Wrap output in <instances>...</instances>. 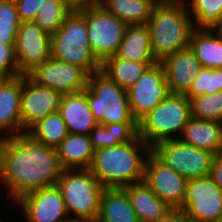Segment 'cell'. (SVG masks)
Here are the masks:
<instances>
[{"mask_svg": "<svg viewBox=\"0 0 222 222\" xmlns=\"http://www.w3.org/2000/svg\"><path fill=\"white\" fill-rule=\"evenodd\" d=\"M122 189L127 193L139 222H164L175 213L144 181Z\"/></svg>", "mask_w": 222, "mask_h": 222, "instance_id": "cell-19", "label": "cell"}, {"mask_svg": "<svg viewBox=\"0 0 222 222\" xmlns=\"http://www.w3.org/2000/svg\"><path fill=\"white\" fill-rule=\"evenodd\" d=\"M177 213L189 222L222 220V189L208 175L187 180L186 195Z\"/></svg>", "mask_w": 222, "mask_h": 222, "instance_id": "cell-9", "label": "cell"}, {"mask_svg": "<svg viewBox=\"0 0 222 222\" xmlns=\"http://www.w3.org/2000/svg\"><path fill=\"white\" fill-rule=\"evenodd\" d=\"M62 222H96V221L84 218H77V217H67Z\"/></svg>", "mask_w": 222, "mask_h": 222, "instance_id": "cell-40", "label": "cell"}, {"mask_svg": "<svg viewBox=\"0 0 222 222\" xmlns=\"http://www.w3.org/2000/svg\"><path fill=\"white\" fill-rule=\"evenodd\" d=\"M157 62H136L116 55L101 63L100 71L121 88H130L151 65Z\"/></svg>", "mask_w": 222, "mask_h": 222, "instance_id": "cell-26", "label": "cell"}, {"mask_svg": "<svg viewBox=\"0 0 222 222\" xmlns=\"http://www.w3.org/2000/svg\"><path fill=\"white\" fill-rule=\"evenodd\" d=\"M143 181L175 212L182 207L186 195L187 179L166 166L152 152L145 162Z\"/></svg>", "mask_w": 222, "mask_h": 222, "instance_id": "cell-13", "label": "cell"}, {"mask_svg": "<svg viewBox=\"0 0 222 222\" xmlns=\"http://www.w3.org/2000/svg\"><path fill=\"white\" fill-rule=\"evenodd\" d=\"M96 222H139L127 193L122 188H105Z\"/></svg>", "mask_w": 222, "mask_h": 222, "instance_id": "cell-23", "label": "cell"}, {"mask_svg": "<svg viewBox=\"0 0 222 222\" xmlns=\"http://www.w3.org/2000/svg\"><path fill=\"white\" fill-rule=\"evenodd\" d=\"M170 94L165 71L160 62L151 65L142 76L127 89L129 106L139 122Z\"/></svg>", "mask_w": 222, "mask_h": 222, "instance_id": "cell-11", "label": "cell"}, {"mask_svg": "<svg viewBox=\"0 0 222 222\" xmlns=\"http://www.w3.org/2000/svg\"><path fill=\"white\" fill-rule=\"evenodd\" d=\"M63 5L70 11H82L96 7L101 4V0H61Z\"/></svg>", "mask_w": 222, "mask_h": 222, "instance_id": "cell-37", "label": "cell"}, {"mask_svg": "<svg viewBox=\"0 0 222 222\" xmlns=\"http://www.w3.org/2000/svg\"><path fill=\"white\" fill-rule=\"evenodd\" d=\"M178 139L183 143L217 154L222 150V123L191 117Z\"/></svg>", "mask_w": 222, "mask_h": 222, "instance_id": "cell-21", "label": "cell"}, {"mask_svg": "<svg viewBox=\"0 0 222 222\" xmlns=\"http://www.w3.org/2000/svg\"><path fill=\"white\" fill-rule=\"evenodd\" d=\"M189 46L202 67L222 68V33L219 30L194 29Z\"/></svg>", "mask_w": 222, "mask_h": 222, "instance_id": "cell-25", "label": "cell"}, {"mask_svg": "<svg viewBox=\"0 0 222 222\" xmlns=\"http://www.w3.org/2000/svg\"><path fill=\"white\" fill-rule=\"evenodd\" d=\"M20 24L14 0H0V41L15 45Z\"/></svg>", "mask_w": 222, "mask_h": 222, "instance_id": "cell-33", "label": "cell"}, {"mask_svg": "<svg viewBox=\"0 0 222 222\" xmlns=\"http://www.w3.org/2000/svg\"><path fill=\"white\" fill-rule=\"evenodd\" d=\"M138 136V123L97 124L89 133L94 150L133 141Z\"/></svg>", "mask_w": 222, "mask_h": 222, "instance_id": "cell-28", "label": "cell"}, {"mask_svg": "<svg viewBox=\"0 0 222 222\" xmlns=\"http://www.w3.org/2000/svg\"><path fill=\"white\" fill-rule=\"evenodd\" d=\"M151 147L138 135L133 141L94 152L91 173L104 188H123L144 180Z\"/></svg>", "mask_w": 222, "mask_h": 222, "instance_id": "cell-2", "label": "cell"}, {"mask_svg": "<svg viewBox=\"0 0 222 222\" xmlns=\"http://www.w3.org/2000/svg\"><path fill=\"white\" fill-rule=\"evenodd\" d=\"M83 92L98 124L138 123L132 115L127 90L111 81L101 71L89 75Z\"/></svg>", "mask_w": 222, "mask_h": 222, "instance_id": "cell-7", "label": "cell"}, {"mask_svg": "<svg viewBox=\"0 0 222 222\" xmlns=\"http://www.w3.org/2000/svg\"><path fill=\"white\" fill-rule=\"evenodd\" d=\"M22 75L0 80V138L22 134Z\"/></svg>", "mask_w": 222, "mask_h": 222, "instance_id": "cell-18", "label": "cell"}, {"mask_svg": "<svg viewBox=\"0 0 222 222\" xmlns=\"http://www.w3.org/2000/svg\"><path fill=\"white\" fill-rule=\"evenodd\" d=\"M156 0H101V6L127 25L147 24Z\"/></svg>", "mask_w": 222, "mask_h": 222, "instance_id": "cell-27", "label": "cell"}, {"mask_svg": "<svg viewBox=\"0 0 222 222\" xmlns=\"http://www.w3.org/2000/svg\"><path fill=\"white\" fill-rule=\"evenodd\" d=\"M115 55L129 61L158 62L151 50L148 25H128Z\"/></svg>", "mask_w": 222, "mask_h": 222, "instance_id": "cell-24", "label": "cell"}, {"mask_svg": "<svg viewBox=\"0 0 222 222\" xmlns=\"http://www.w3.org/2000/svg\"><path fill=\"white\" fill-rule=\"evenodd\" d=\"M219 91H222V68L202 67L185 95L190 99L193 96Z\"/></svg>", "mask_w": 222, "mask_h": 222, "instance_id": "cell-34", "label": "cell"}, {"mask_svg": "<svg viewBox=\"0 0 222 222\" xmlns=\"http://www.w3.org/2000/svg\"><path fill=\"white\" fill-rule=\"evenodd\" d=\"M191 117L190 99L185 94L170 93L138 122V135L150 147L178 139Z\"/></svg>", "mask_w": 222, "mask_h": 222, "instance_id": "cell-5", "label": "cell"}, {"mask_svg": "<svg viewBox=\"0 0 222 222\" xmlns=\"http://www.w3.org/2000/svg\"><path fill=\"white\" fill-rule=\"evenodd\" d=\"M79 12L86 19L87 37L96 58L102 63L106 58L114 56L128 25L101 5Z\"/></svg>", "mask_w": 222, "mask_h": 222, "instance_id": "cell-10", "label": "cell"}, {"mask_svg": "<svg viewBox=\"0 0 222 222\" xmlns=\"http://www.w3.org/2000/svg\"><path fill=\"white\" fill-rule=\"evenodd\" d=\"M5 217L4 215L0 216V222H7V220L9 221V218H11V216L9 215L8 218H2ZM4 219H7L6 221H4Z\"/></svg>", "mask_w": 222, "mask_h": 222, "instance_id": "cell-42", "label": "cell"}, {"mask_svg": "<svg viewBox=\"0 0 222 222\" xmlns=\"http://www.w3.org/2000/svg\"><path fill=\"white\" fill-rule=\"evenodd\" d=\"M164 222H189L183 215L175 212Z\"/></svg>", "mask_w": 222, "mask_h": 222, "instance_id": "cell-39", "label": "cell"}, {"mask_svg": "<svg viewBox=\"0 0 222 222\" xmlns=\"http://www.w3.org/2000/svg\"><path fill=\"white\" fill-rule=\"evenodd\" d=\"M151 50L158 62L189 46L194 23L187 4L157 2L147 23Z\"/></svg>", "mask_w": 222, "mask_h": 222, "instance_id": "cell-3", "label": "cell"}, {"mask_svg": "<svg viewBox=\"0 0 222 222\" xmlns=\"http://www.w3.org/2000/svg\"><path fill=\"white\" fill-rule=\"evenodd\" d=\"M209 176L222 189V150L214 154Z\"/></svg>", "mask_w": 222, "mask_h": 222, "instance_id": "cell-38", "label": "cell"}, {"mask_svg": "<svg viewBox=\"0 0 222 222\" xmlns=\"http://www.w3.org/2000/svg\"><path fill=\"white\" fill-rule=\"evenodd\" d=\"M191 116L222 123V91L190 98Z\"/></svg>", "mask_w": 222, "mask_h": 222, "instance_id": "cell-31", "label": "cell"}, {"mask_svg": "<svg viewBox=\"0 0 222 222\" xmlns=\"http://www.w3.org/2000/svg\"><path fill=\"white\" fill-rule=\"evenodd\" d=\"M58 111L69 133L89 135L98 124L83 91L62 95Z\"/></svg>", "mask_w": 222, "mask_h": 222, "instance_id": "cell-20", "label": "cell"}, {"mask_svg": "<svg viewBox=\"0 0 222 222\" xmlns=\"http://www.w3.org/2000/svg\"><path fill=\"white\" fill-rule=\"evenodd\" d=\"M14 47L19 75L27 76L51 58V35L33 21L21 22Z\"/></svg>", "mask_w": 222, "mask_h": 222, "instance_id": "cell-14", "label": "cell"}, {"mask_svg": "<svg viewBox=\"0 0 222 222\" xmlns=\"http://www.w3.org/2000/svg\"><path fill=\"white\" fill-rule=\"evenodd\" d=\"M56 149L63 170L89 169L95 152L89 135L73 133H69Z\"/></svg>", "mask_w": 222, "mask_h": 222, "instance_id": "cell-22", "label": "cell"}, {"mask_svg": "<svg viewBox=\"0 0 222 222\" xmlns=\"http://www.w3.org/2000/svg\"><path fill=\"white\" fill-rule=\"evenodd\" d=\"M26 133L43 145L57 148L69 131L59 111H55L39 120Z\"/></svg>", "mask_w": 222, "mask_h": 222, "instance_id": "cell-29", "label": "cell"}, {"mask_svg": "<svg viewBox=\"0 0 222 222\" xmlns=\"http://www.w3.org/2000/svg\"><path fill=\"white\" fill-rule=\"evenodd\" d=\"M69 217L96 221L104 187L90 169H64L56 183Z\"/></svg>", "mask_w": 222, "mask_h": 222, "instance_id": "cell-6", "label": "cell"}, {"mask_svg": "<svg viewBox=\"0 0 222 222\" xmlns=\"http://www.w3.org/2000/svg\"><path fill=\"white\" fill-rule=\"evenodd\" d=\"M70 11L63 5L61 0H46L39 8L33 20L44 32L54 34L64 23Z\"/></svg>", "mask_w": 222, "mask_h": 222, "instance_id": "cell-32", "label": "cell"}, {"mask_svg": "<svg viewBox=\"0 0 222 222\" xmlns=\"http://www.w3.org/2000/svg\"><path fill=\"white\" fill-rule=\"evenodd\" d=\"M218 30L222 33V25H221V27Z\"/></svg>", "mask_w": 222, "mask_h": 222, "instance_id": "cell-44", "label": "cell"}, {"mask_svg": "<svg viewBox=\"0 0 222 222\" xmlns=\"http://www.w3.org/2000/svg\"><path fill=\"white\" fill-rule=\"evenodd\" d=\"M170 93L186 94L202 65L190 46L179 49L160 61Z\"/></svg>", "mask_w": 222, "mask_h": 222, "instance_id": "cell-17", "label": "cell"}, {"mask_svg": "<svg viewBox=\"0 0 222 222\" xmlns=\"http://www.w3.org/2000/svg\"><path fill=\"white\" fill-rule=\"evenodd\" d=\"M36 84L52 88L62 95L83 91L89 74L81 67L50 58L27 75Z\"/></svg>", "mask_w": 222, "mask_h": 222, "instance_id": "cell-15", "label": "cell"}, {"mask_svg": "<svg viewBox=\"0 0 222 222\" xmlns=\"http://www.w3.org/2000/svg\"><path fill=\"white\" fill-rule=\"evenodd\" d=\"M157 2H169V3H184L186 4L188 0H156Z\"/></svg>", "mask_w": 222, "mask_h": 222, "instance_id": "cell-41", "label": "cell"}, {"mask_svg": "<svg viewBox=\"0 0 222 222\" xmlns=\"http://www.w3.org/2000/svg\"><path fill=\"white\" fill-rule=\"evenodd\" d=\"M62 168L57 149L27 133L0 138V187L13 204L22 195L56 185Z\"/></svg>", "mask_w": 222, "mask_h": 222, "instance_id": "cell-1", "label": "cell"}, {"mask_svg": "<svg viewBox=\"0 0 222 222\" xmlns=\"http://www.w3.org/2000/svg\"><path fill=\"white\" fill-rule=\"evenodd\" d=\"M86 19L70 12L61 27L51 35V58L83 68L89 75L101 69L87 37Z\"/></svg>", "mask_w": 222, "mask_h": 222, "instance_id": "cell-4", "label": "cell"}, {"mask_svg": "<svg viewBox=\"0 0 222 222\" xmlns=\"http://www.w3.org/2000/svg\"><path fill=\"white\" fill-rule=\"evenodd\" d=\"M14 46L0 41V80L19 76Z\"/></svg>", "mask_w": 222, "mask_h": 222, "instance_id": "cell-35", "label": "cell"}, {"mask_svg": "<svg viewBox=\"0 0 222 222\" xmlns=\"http://www.w3.org/2000/svg\"><path fill=\"white\" fill-rule=\"evenodd\" d=\"M46 0H14L21 22L33 21Z\"/></svg>", "mask_w": 222, "mask_h": 222, "instance_id": "cell-36", "label": "cell"}, {"mask_svg": "<svg viewBox=\"0 0 222 222\" xmlns=\"http://www.w3.org/2000/svg\"><path fill=\"white\" fill-rule=\"evenodd\" d=\"M25 222H62L69 217L57 185L43 187L22 195L13 204Z\"/></svg>", "mask_w": 222, "mask_h": 222, "instance_id": "cell-12", "label": "cell"}, {"mask_svg": "<svg viewBox=\"0 0 222 222\" xmlns=\"http://www.w3.org/2000/svg\"><path fill=\"white\" fill-rule=\"evenodd\" d=\"M187 8L197 30H218L222 25V0H188Z\"/></svg>", "mask_w": 222, "mask_h": 222, "instance_id": "cell-30", "label": "cell"}, {"mask_svg": "<svg viewBox=\"0 0 222 222\" xmlns=\"http://www.w3.org/2000/svg\"><path fill=\"white\" fill-rule=\"evenodd\" d=\"M62 94L52 88L36 84L28 76L22 75L21 125L26 133L39 120L59 110Z\"/></svg>", "mask_w": 222, "mask_h": 222, "instance_id": "cell-16", "label": "cell"}, {"mask_svg": "<svg viewBox=\"0 0 222 222\" xmlns=\"http://www.w3.org/2000/svg\"><path fill=\"white\" fill-rule=\"evenodd\" d=\"M151 152L187 180L208 176L214 156L211 151L199 149L179 139L157 142L151 147Z\"/></svg>", "mask_w": 222, "mask_h": 222, "instance_id": "cell-8", "label": "cell"}, {"mask_svg": "<svg viewBox=\"0 0 222 222\" xmlns=\"http://www.w3.org/2000/svg\"><path fill=\"white\" fill-rule=\"evenodd\" d=\"M2 205H3V203L0 205V206H1V209H0V216H2L3 213H5V214L7 213V212H5V211H6L5 209H4V210L2 209V207H3ZM1 210H2V212H3V211H4V212L2 213Z\"/></svg>", "mask_w": 222, "mask_h": 222, "instance_id": "cell-43", "label": "cell"}]
</instances>
